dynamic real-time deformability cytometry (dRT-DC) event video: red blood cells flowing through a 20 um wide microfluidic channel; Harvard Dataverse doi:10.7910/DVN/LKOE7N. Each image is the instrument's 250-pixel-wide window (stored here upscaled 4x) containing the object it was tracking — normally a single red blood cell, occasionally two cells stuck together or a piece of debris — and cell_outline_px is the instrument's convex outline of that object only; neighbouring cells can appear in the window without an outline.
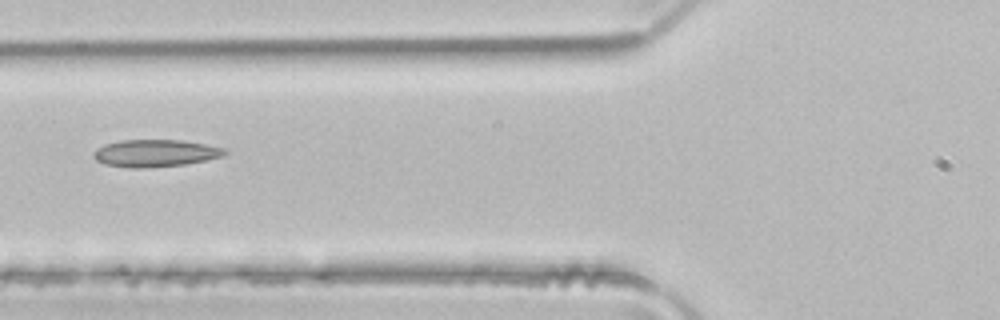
{"species": "common noctule bat (a hibernating species)", "species_latin": "Nyctalus noctula", "temperature_condition": "room temperature", "stored_images_in_passage": 5, "camera_frame_rate_fps": 3000, "um_per_image_px": 0.085, "animal": {"sex": "male", "body_mass_g": 21.5, "forearm_length_mm": 52.0}, "frame": {"image": 1, "passage_image": 5, "time_ms": 1.333, "image_size_px": [1000, 320], "cell_outline_px": [[228, 152], [224, 156], [184, 164], [144, 168], [128, 168], [104, 164], [96, 160], [92, 156], [92, 152], [96, 148], [104, 144], [120, 140], [180, 140], [204, 144], [224, 148]], "centroid_in_image_um": [13.14, 13.02], "position_along_channel_um": 112.7, "area_um2": 20.87}}